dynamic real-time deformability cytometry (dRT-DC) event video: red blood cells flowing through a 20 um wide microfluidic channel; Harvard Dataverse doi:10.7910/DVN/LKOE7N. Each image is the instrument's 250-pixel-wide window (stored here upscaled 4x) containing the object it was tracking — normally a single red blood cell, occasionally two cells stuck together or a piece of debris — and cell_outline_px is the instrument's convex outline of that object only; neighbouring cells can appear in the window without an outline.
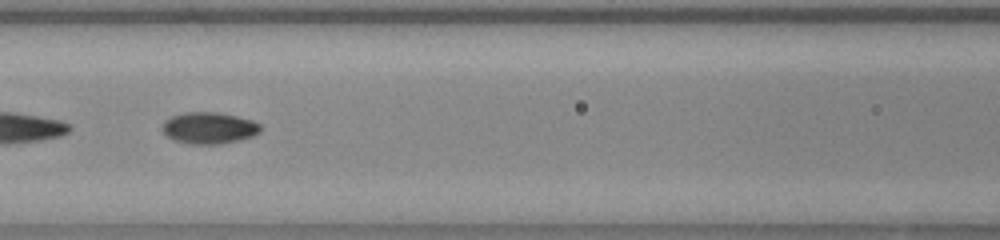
{"species": "common noctule bat (a hibernating species)", "species_latin": "Nyctalus noctula", "temperature_condition": "warm", "stored_images_in_passage": 53, "segment_of_instrument_passage": [2, 2], "camera_frame_rate_fps": 3000, "um_per_image_px": 0.085, "animal": {"sex": "female", "body_mass_g": 23.0, "forearm_length_mm": 53.4}, "frame": {"image": 1, "passage_image": 23, "time_ms": 7.333, "image_size_px": [1000, 240], "cell_outline_px": [[260, 132], [252, 136], [240, 140], [220, 144], [188, 144], [176, 140], [168, 136], [160, 128], [164, 120], [172, 116], [184, 112], [216, 112], [236, 116], [252, 120], [260, 124]], "centroid_in_image_um": [17.75, 10.87], "position_along_channel_um": 148.8, "area_um2": 18.09}}
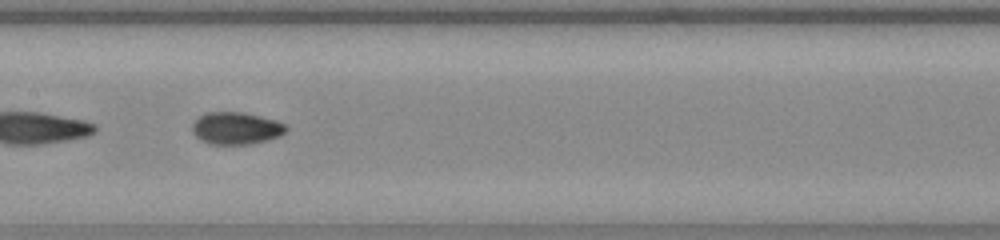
{"frame": {"image": 2, "passage_image": 26, "time_ms": 8.333, "image_size_px": [1000, 240], "cell_outline_px": [[288, 128], [280, 136], [248, 144], [208, 144], [200, 140], [192, 132], [192, 124], [200, 116], [208, 112], [244, 112], [276, 120], [284, 124]], "centroid_in_image_um": [20.04, 10.9], "position_along_channel_um": 187.4, "area_um2": 17.51}}
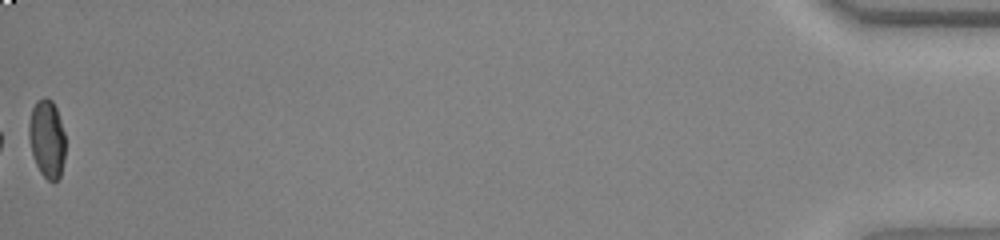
{"frame": {"image": 3, "passage_image": 53, "time_ms": 17.333, "image_size_px": [1000, 240], "cell_outline_px": [[64, 160], [60, 176], [56, 180], [48, 180], [40, 172], [36, 164], [32, 152], [28, 136], [28, 124], [32, 108], [36, 100], [44, 96], [52, 100], [56, 108], [64, 132]], "centroid_in_image_um": [3.97, 11.76], "position_along_channel_um": 431.2, "area_um2": 16.53}}